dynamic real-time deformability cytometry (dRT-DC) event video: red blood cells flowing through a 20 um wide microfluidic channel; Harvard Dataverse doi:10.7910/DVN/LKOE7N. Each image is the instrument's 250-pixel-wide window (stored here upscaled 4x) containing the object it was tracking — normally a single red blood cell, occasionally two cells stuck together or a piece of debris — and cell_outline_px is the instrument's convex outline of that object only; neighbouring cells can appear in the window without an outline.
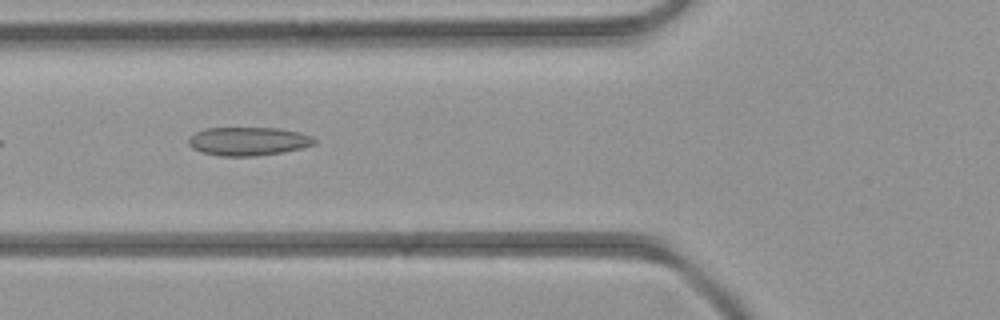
{"species": "common noctule bat (a hibernating species)", "species_latin": "Nyctalus noctula", "temperature_condition": "room temperature", "stored_images_in_passage": 5, "camera_frame_rate_fps": 3000, "um_per_image_px": 0.085, "animal": {"sex": "female", "body_mass_g": 21.9}, "frame": {"image": 1, "passage_image": 5, "time_ms": 4.667, "image_size_px": [1000, 320], "cell_outline_px": [[316, 144], [284, 152], [256, 156], [220, 156], [200, 152], [192, 148], [188, 144], [188, 136], [204, 128], [280, 128], [300, 132], [312, 136], [316, 140]], "centroid_in_image_um": [21.08, 12.01], "position_along_channel_um": 104.7, "area_um2": 21.15}}